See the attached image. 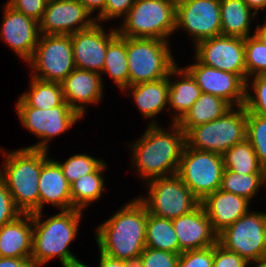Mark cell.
Here are the masks:
<instances>
[{
  "instance_id": "cell-1",
  "label": "cell",
  "mask_w": 266,
  "mask_h": 267,
  "mask_svg": "<svg viewBox=\"0 0 266 267\" xmlns=\"http://www.w3.org/2000/svg\"><path fill=\"white\" fill-rule=\"evenodd\" d=\"M171 124L169 131L159 124H149L139 140L130 146L131 165L145 182L178 173L186 133L177 123Z\"/></svg>"
},
{
  "instance_id": "cell-2",
  "label": "cell",
  "mask_w": 266,
  "mask_h": 267,
  "mask_svg": "<svg viewBox=\"0 0 266 267\" xmlns=\"http://www.w3.org/2000/svg\"><path fill=\"white\" fill-rule=\"evenodd\" d=\"M147 208L132 199L105 222L98 225L96 243L99 251L115 258L137 263L146 248Z\"/></svg>"
},
{
  "instance_id": "cell-3",
  "label": "cell",
  "mask_w": 266,
  "mask_h": 267,
  "mask_svg": "<svg viewBox=\"0 0 266 267\" xmlns=\"http://www.w3.org/2000/svg\"><path fill=\"white\" fill-rule=\"evenodd\" d=\"M42 212L33 213L31 259L35 267H43L53 258H59L62 267L79 259L68 249L78 233L82 211L71 209L49 216L45 221ZM43 220V221H42Z\"/></svg>"
},
{
  "instance_id": "cell-4",
  "label": "cell",
  "mask_w": 266,
  "mask_h": 267,
  "mask_svg": "<svg viewBox=\"0 0 266 267\" xmlns=\"http://www.w3.org/2000/svg\"><path fill=\"white\" fill-rule=\"evenodd\" d=\"M0 151L5 157L0 166V178L5 182L16 207L22 213L39 212L38 181L42 165L49 159V151L28 147L8 153L3 148Z\"/></svg>"
},
{
  "instance_id": "cell-5",
  "label": "cell",
  "mask_w": 266,
  "mask_h": 267,
  "mask_svg": "<svg viewBox=\"0 0 266 267\" xmlns=\"http://www.w3.org/2000/svg\"><path fill=\"white\" fill-rule=\"evenodd\" d=\"M117 33L122 37L169 41L176 31V0H135Z\"/></svg>"
},
{
  "instance_id": "cell-6",
  "label": "cell",
  "mask_w": 266,
  "mask_h": 267,
  "mask_svg": "<svg viewBox=\"0 0 266 267\" xmlns=\"http://www.w3.org/2000/svg\"><path fill=\"white\" fill-rule=\"evenodd\" d=\"M246 134L247 110L243 105L232 107L214 121L192 127L186 133V145L223 155L234 145L245 141Z\"/></svg>"
},
{
  "instance_id": "cell-7",
  "label": "cell",
  "mask_w": 266,
  "mask_h": 267,
  "mask_svg": "<svg viewBox=\"0 0 266 267\" xmlns=\"http://www.w3.org/2000/svg\"><path fill=\"white\" fill-rule=\"evenodd\" d=\"M168 42L156 38L127 37L129 86L168 77L177 64Z\"/></svg>"
},
{
  "instance_id": "cell-8",
  "label": "cell",
  "mask_w": 266,
  "mask_h": 267,
  "mask_svg": "<svg viewBox=\"0 0 266 267\" xmlns=\"http://www.w3.org/2000/svg\"><path fill=\"white\" fill-rule=\"evenodd\" d=\"M147 196L137 197L149 214L174 220L200 205V200L183 183L178 174L155 178L146 182Z\"/></svg>"
},
{
  "instance_id": "cell-9",
  "label": "cell",
  "mask_w": 266,
  "mask_h": 267,
  "mask_svg": "<svg viewBox=\"0 0 266 267\" xmlns=\"http://www.w3.org/2000/svg\"><path fill=\"white\" fill-rule=\"evenodd\" d=\"M28 63L31 76L61 83L75 68L71 35H40Z\"/></svg>"
},
{
  "instance_id": "cell-10",
  "label": "cell",
  "mask_w": 266,
  "mask_h": 267,
  "mask_svg": "<svg viewBox=\"0 0 266 267\" xmlns=\"http://www.w3.org/2000/svg\"><path fill=\"white\" fill-rule=\"evenodd\" d=\"M218 243L250 264L264 261L266 213L248 211L218 234Z\"/></svg>"
},
{
  "instance_id": "cell-11",
  "label": "cell",
  "mask_w": 266,
  "mask_h": 267,
  "mask_svg": "<svg viewBox=\"0 0 266 267\" xmlns=\"http://www.w3.org/2000/svg\"><path fill=\"white\" fill-rule=\"evenodd\" d=\"M223 171L221 154L192 149L185 145L177 174L202 201L207 195L220 189Z\"/></svg>"
},
{
  "instance_id": "cell-12",
  "label": "cell",
  "mask_w": 266,
  "mask_h": 267,
  "mask_svg": "<svg viewBox=\"0 0 266 267\" xmlns=\"http://www.w3.org/2000/svg\"><path fill=\"white\" fill-rule=\"evenodd\" d=\"M21 125L39 138V142L28 148L49 151L48 143L68 131L82 117L66 101L49 109L16 107ZM41 138V139H40ZM41 140V141H40Z\"/></svg>"
},
{
  "instance_id": "cell-13",
  "label": "cell",
  "mask_w": 266,
  "mask_h": 267,
  "mask_svg": "<svg viewBox=\"0 0 266 267\" xmlns=\"http://www.w3.org/2000/svg\"><path fill=\"white\" fill-rule=\"evenodd\" d=\"M175 29L186 30L195 45L221 35L220 0H176Z\"/></svg>"
},
{
  "instance_id": "cell-14",
  "label": "cell",
  "mask_w": 266,
  "mask_h": 267,
  "mask_svg": "<svg viewBox=\"0 0 266 267\" xmlns=\"http://www.w3.org/2000/svg\"><path fill=\"white\" fill-rule=\"evenodd\" d=\"M195 47V58L202 64L240 75L246 81L244 38L219 35Z\"/></svg>"
},
{
  "instance_id": "cell-15",
  "label": "cell",
  "mask_w": 266,
  "mask_h": 267,
  "mask_svg": "<svg viewBox=\"0 0 266 267\" xmlns=\"http://www.w3.org/2000/svg\"><path fill=\"white\" fill-rule=\"evenodd\" d=\"M77 0H50L39 23L41 35H72L90 28L95 17Z\"/></svg>"
},
{
  "instance_id": "cell-16",
  "label": "cell",
  "mask_w": 266,
  "mask_h": 267,
  "mask_svg": "<svg viewBox=\"0 0 266 267\" xmlns=\"http://www.w3.org/2000/svg\"><path fill=\"white\" fill-rule=\"evenodd\" d=\"M196 62L185 68L191 73L202 93L218 96L232 107L243 106L246 98V81L237 74L225 72Z\"/></svg>"
},
{
  "instance_id": "cell-17",
  "label": "cell",
  "mask_w": 266,
  "mask_h": 267,
  "mask_svg": "<svg viewBox=\"0 0 266 267\" xmlns=\"http://www.w3.org/2000/svg\"><path fill=\"white\" fill-rule=\"evenodd\" d=\"M102 25L95 22L90 28L71 35L76 68L102 73L107 45L118 34L114 27L106 33Z\"/></svg>"
},
{
  "instance_id": "cell-18",
  "label": "cell",
  "mask_w": 266,
  "mask_h": 267,
  "mask_svg": "<svg viewBox=\"0 0 266 267\" xmlns=\"http://www.w3.org/2000/svg\"><path fill=\"white\" fill-rule=\"evenodd\" d=\"M0 39L23 61H28L40 38L39 23L4 3Z\"/></svg>"
},
{
  "instance_id": "cell-19",
  "label": "cell",
  "mask_w": 266,
  "mask_h": 267,
  "mask_svg": "<svg viewBox=\"0 0 266 267\" xmlns=\"http://www.w3.org/2000/svg\"><path fill=\"white\" fill-rule=\"evenodd\" d=\"M172 224L179 241V254L218 243V234L201 204L192 212L172 220Z\"/></svg>"
},
{
  "instance_id": "cell-20",
  "label": "cell",
  "mask_w": 266,
  "mask_h": 267,
  "mask_svg": "<svg viewBox=\"0 0 266 267\" xmlns=\"http://www.w3.org/2000/svg\"><path fill=\"white\" fill-rule=\"evenodd\" d=\"M102 80L99 73L75 68L61 82L64 101L83 118L86 105L102 101Z\"/></svg>"
},
{
  "instance_id": "cell-21",
  "label": "cell",
  "mask_w": 266,
  "mask_h": 267,
  "mask_svg": "<svg viewBox=\"0 0 266 267\" xmlns=\"http://www.w3.org/2000/svg\"><path fill=\"white\" fill-rule=\"evenodd\" d=\"M200 204L217 234L250 210V202L247 199L221 189L207 195Z\"/></svg>"
},
{
  "instance_id": "cell-22",
  "label": "cell",
  "mask_w": 266,
  "mask_h": 267,
  "mask_svg": "<svg viewBox=\"0 0 266 267\" xmlns=\"http://www.w3.org/2000/svg\"><path fill=\"white\" fill-rule=\"evenodd\" d=\"M38 187L39 212H42L45 204L54 205L60 211L72 209L70 184L55 159L50 157L42 165Z\"/></svg>"
},
{
  "instance_id": "cell-23",
  "label": "cell",
  "mask_w": 266,
  "mask_h": 267,
  "mask_svg": "<svg viewBox=\"0 0 266 267\" xmlns=\"http://www.w3.org/2000/svg\"><path fill=\"white\" fill-rule=\"evenodd\" d=\"M33 213H22L0 228V257L31 258Z\"/></svg>"
},
{
  "instance_id": "cell-24",
  "label": "cell",
  "mask_w": 266,
  "mask_h": 267,
  "mask_svg": "<svg viewBox=\"0 0 266 267\" xmlns=\"http://www.w3.org/2000/svg\"><path fill=\"white\" fill-rule=\"evenodd\" d=\"M173 76L177 77V79L175 78L172 81ZM168 78L169 98L167 109L174 113L172 123H177L200 97L202 92L191 73L185 67L178 68V64L172 68Z\"/></svg>"
},
{
  "instance_id": "cell-25",
  "label": "cell",
  "mask_w": 266,
  "mask_h": 267,
  "mask_svg": "<svg viewBox=\"0 0 266 267\" xmlns=\"http://www.w3.org/2000/svg\"><path fill=\"white\" fill-rule=\"evenodd\" d=\"M129 90L132 94L136 107L141 115L149 118L152 124H158L153 118L162 110L166 109L169 98V78H163L153 82H142L126 87L123 92ZM153 119V120H152Z\"/></svg>"
},
{
  "instance_id": "cell-26",
  "label": "cell",
  "mask_w": 266,
  "mask_h": 267,
  "mask_svg": "<svg viewBox=\"0 0 266 267\" xmlns=\"http://www.w3.org/2000/svg\"><path fill=\"white\" fill-rule=\"evenodd\" d=\"M232 106L224 99L201 93L191 108L177 122L180 128L187 133L192 127L205 124L222 117Z\"/></svg>"
},
{
  "instance_id": "cell-27",
  "label": "cell",
  "mask_w": 266,
  "mask_h": 267,
  "mask_svg": "<svg viewBox=\"0 0 266 267\" xmlns=\"http://www.w3.org/2000/svg\"><path fill=\"white\" fill-rule=\"evenodd\" d=\"M220 12L221 35L241 38L252 35L251 20L257 15L243 0H220Z\"/></svg>"
},
{
  "instance_id": "cell-28",
  "label": "cell",
  "mask_w": 266,
  "mask_h": 267,
  "mask_svg": "<svg viewBox=\"0 0 266 267\" xmlns=\"http://www.w3.org/2000/svg\"><path fill=\"white\" fill-rule=\"evenodd\" d=\"M29 90L22 93L15 107L49 109L64 102L61 83L47 82L31 76Z\"/></svg>"
},
{
  "instance_id": "cell-29",
  "label": "cell",
  "mask_w": 266,
  "mask_h": 267,
  "mask_svg": "<svg viewBox=\"0 0 266 267\" xmlns=\"http://www.w3.org/2000/svg\"><path fill=\"white\" fill-rule=\"evenodd\" d=\"M108 73L117 87L123 91L129 86L127 62V37L117 34L107 45L102 74Z\"/></svg>"
},
{
  "instance_id": "cell-30",
  "label": "cell",
  "mask_w": 266,
  "mask_h": 267,
  "mask_svg": "<svg viewBox=\"0 0 266 267\" xmlns=\"http://www.w3.org/2000/svg\"><path fill=\"white\" fill-rule=\"evenodd\" d=\"M106 169L107 165L104 161L93 173L80 177L70 185L72 209L83 211L90 203L99 200L105 183L102 173Z\"/></svg>"
},
{
  "instance_id": "cell-31",
  "label": "cell",
  "mask_w": 266,
  "mask_h": 267,
  "mask_svg": "<svg viewBox=\"0 0 266 267\" xmlns=\"http://www.w3.org/2000/svg\"><path fill=\"white\" fill-rule=\"evenodd\" d=\"M146 247L179 254V241L172 220L147 214Z\"/></svg>"
},
{
  "instance_id": "cell-32",
  "label": "cell",
  "mask_w": 266,
  "mask_h": 267,
  "mask_svg": "<svg viewBox=\"0 0 266 267\" xmlns=\"http://www.w3.org/2000/svg\"><path fill=\"white\" fill-rule=\"evenodd\" d=\"M262 185H266V173L241 174L224 169L220 189L250 202L258 194L259 188H263Z\"/></svg>"
},
{
  "instance_id": "cell-33",
  "label": "cell",
  "mask_w": 266,
  "mask_h": 267,
  "mask_svg": "<svg viewBox=\"0 0 266 267\" xmlns=\"http://www.w3.org/2000/svg\"><path fill=\"white\" fill-rule=\"evenodd\" d=\"M222 157L224 169L241 174L266 173L247 139L231 147Z\"/></svg>"
},
{
  "instance_id": "cell-34",
  "label": "cell",
  "mask_w": 266,
  "mask_h": 267,
  "mask_svg": "<svg viewBox=\"0 0 266 267\" xmlns=\"http://www.w3.org/2000/svg\"><path fill=\"white\" fill-rule=\"evenodd\" d=\"M55 161L60 165L63 175L70 185L80 177L93 173L104 162L100 158L96 159L85 153L72 155L63 163Z\"/></svg>"
},
{
  "instance_id": "cell-35",
  "label": "cell",
  "mask_w": 266,
  "mask_h": 267,
  "mask_svg": "<svg viewBox=\"0 0 266 267\" xmlns=\"http://www.w3.org/2000/svg\"><path fill=\"white\" fill-rule=\"evenodd\" d=\"M246 81L248 78L266 74V45L254 34L244 38Z\"/></svg>"
},
{
  "instance_id": "cell-36",
  "label": "cell",
  "mask_w": 266,
  "mask_h": 267,
  "mask_svg": "<svg viewBox=\"0 0 266 267\" xmlns=\"http://www.w3.org/2000/svg\"><path fill=\"white\" fill-rule=\"evenodd\" d=\"M246 139L251 143L260 165L266 170V118L247 111Z\"/></svg>"
},
{
  "instance_id": "cell-37",
  "label": "cell",
  "mask_w": 266,
  "mask_h": 267,
  "mask_svg": "<svg viewBox=\"0 0 266 267\" xmlns=\"http://www.w3.org/2000/svg\"><path fill=\"white\" fill-rule=\"evenodd\" d=\"M249 89L253 90V95ZM244 106L247 111L266 118V74L247 79Z\"/></svg>"
},
{
  "instance_id": "cell-38",
  "label": "cell",
  "mask_w": 266,
  "mask_h": 267,
  "mask_svg": "<svg viewBox=\"0 0 266 267\" xmlns=\"http://www.w3.org/2000/svg\"><path fill=\"white\" fill-rule=\"evenodd\" d=\"M180 254L146 247L140 254L137 267H177Z\"/></svg>"
},
{
  "instance_id": "cell-39",
  "label": "cell",
  "mask_w": 266,
  "mask_h": 267,
  "mask_svg": "<svg viewBox=\"0 0 266 267\" xmlns=\"http://www.w3.org/2000/svg\"><path fill=\"white\" fill-rule=\"evenodd\" d=\"M214 246L182 252L177 267H213Z\"/></svg>"
},
{
  "instance_id": "cell-40",
  "label": "cell",
  "mask_w": 266,
  "mask_h": 267,
  "mask_svg": "<svg viewBox=\"0 0 266 267\" xmlns=\"http://www.w3.org/2000/svg\"><path fill=\"white\" fill-rule=\"evenodd\" d=\"M21 214L22 212L16 207L5 182L0 178V228Z\"/></svg>"
},
{
  "instance_id": "cell-41",
  "label": "cell",
  "mask_w": 266,
  "mask_h": 267,
  "mask_svg": "<svg viewBox=\"0 0 266 267\" xmlns=\"http://www.w3.org/2000/svg\"><path fill=\"white\" fill-rule=\"evenodd\" d=\"M135 0H107L105 4L104 11L95 17L96 22H105L110 20H115L123 18L127 15Z\"/></svg>"
},
{
  "instance_id": "cell-42",
  "label": "cell",
  "mask_w": 266,
  "mask_h": 267,
  "mask_svg": "<svg viewBox=\"0 0 266 267\" xmlns=\"http://www.w3.org/2000/svg\"><path fill=\"white\" fill-rule=\"evenodd\" d=\"M251 265L243 257L225 249L219 243L214 245L213 267H247Z\"/></svg>"
},
{
  "instance_id": "cell-43",
  "label": "cell",
  "mask_w": 266,
  "mask_h": 267,
  "mask_svg": "<svg viewBox=\"0 0 266 267\" xmlns=\"http://www.w3.org/2000/svg\"><path fill=\"white\" fill-rule=\"evenodd\" d=\"M6 4L39 22L47 2L45 0H8Z\"/></svg>"
},
{
  "instance_id": "cell-44",
  "label": "cell",
  "mask_w": 266,
  "mask_h": 267,
  "mask_svg": "<svg viewBox=\"0 0 266 267\" xmlns=\"http://www.w3.org/2000/svg\"><path fill=\"white\" fill-rule=\"evenodd\" d=\"M100 257H99V266L98 267H137V264L134 262L121 260V259H115L112 258L103 252L99 251Z\"/></svg>"
},
{
  "instance_id": "cell-45",
  "label": "cell",
  "mask_w": 266,
  "mask_h": 267,
  "mask_svg": "<svg viewBox=\"0 0 266 267\" xmlns=\"http://www.w3.org/2000/svg\"><path fill=\"white\" fill-rule=\"evenodd\" d=\"M0 267H35L31 258L0 257Z\"/></svg>"
},
{
  "instance_id": "cell-46",
  "label": "cell",
  "mask_w": 266,
  "mask_h": 267,
  "mask_svg": "<svg viewBox=\"0 0 266 267\" xmlns=\"http://www.w3.org/2000/svg\"><path fill=\"white\" fill-rule=\"evenodd\" d=\"M77 1L80 2L91 15L93 12L98 10L96 16L98 17L104 11L107 0H77Z\"/></svg>"
},
{
  "instance_id": "cell-47",
  "label": "cell",
  "mask_w": 266,
  "mask_h": 267,
  "mask_svg": "<svg viewBox=\"0 0 266 267\" xmlns=\"http://www.w3.org/2000/svg\"><path fill=\"white\" fill-rule=\"evenodd\" d=\"M257 14L259 10L266 9V0H243Z\"/></svg>"
},
{
  "instance_id": "cell-48",
  "label": "cell",
  "mask_w": 266,
  "mask_h": 267,
  "mask_svg": "<svg viewBox=\"0 0 266 267\" xmlns=\"http://www.w3.org/2000/svg\"><path fill=\"white\" fill-rule=\"evenodd\" d=\"M264 17H266V15ZM254 35L266 45V21H264L263 25L258 24L256 26Z\"/></svg>"
},
{
  "instance_id": "cell-49",
  "label": "cell",
  "mask_w": 266,
  "mask_h": 267,
  "mask_svg": "<svg viewBox=\"0 0 266 267\" xmlns=\"http://www.w3.org/2000/svg\"><path fill=\"white\" fill-rule=\"evenodd\" d=\"M67 267H88V266L84 264L83 262H81L80 260H78V261L73 262Z\"/></svg>"
},
{
  "instance_id": "cell-50",
  "label": "cell",
  "mask_w": 266,
  "mask_h": 267,
  "mask_svg": "<svg viewBox=\"0 0 266 267\" xmlns=\"http://www.w3.org/2000/svg\"><path fill=\"white\" fill-rule=\"evenodd\" d=\"M253 267H266V261H259L257 263H252Z\"/></svg>"
}]
</instances>
